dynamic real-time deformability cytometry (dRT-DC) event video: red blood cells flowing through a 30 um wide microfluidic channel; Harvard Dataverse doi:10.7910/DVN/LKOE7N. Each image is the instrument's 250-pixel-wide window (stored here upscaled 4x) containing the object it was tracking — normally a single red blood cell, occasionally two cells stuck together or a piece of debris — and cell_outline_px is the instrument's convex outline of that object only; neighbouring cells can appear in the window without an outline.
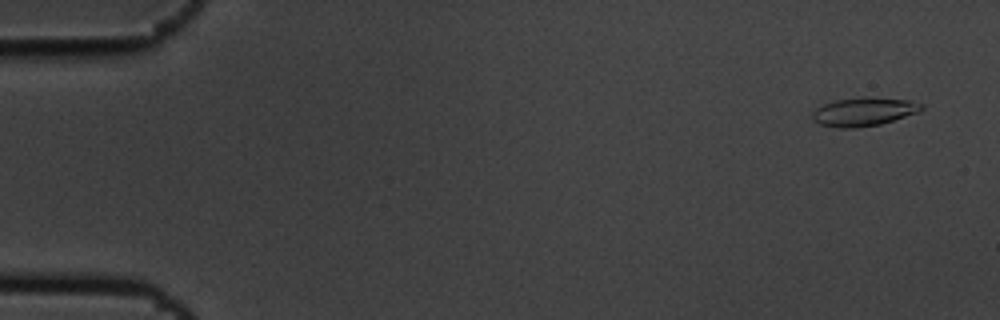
{"species": "common noctule bat (a hibernating species)", "species_latin": "Nyctalus noctula", "temperature_condition": "cold", "stored_images_in_passage": 5, "camera_frame_rate_fps": 3000, "um_per_image_px": 0.085, "animal": {"sex": "male", "body_mass_g": 19.5, "forearm_length_mm": 54.6}, "frame": {"image": 1, "passage_image": 1, "time_ms": 0.0, "image_size_px": [1000, 320], "cell_outline_px": [[924, 108], [916, 112], [880, 124], [856, 128], [840, 128], [820, 124], [812, 120], [812, 112], [816, 108], [824, 104], [836, 100], [860, 96], [912, 100], [924, 104]], "centroid_in_image_um": [73.4, 9.48], "position_along_channel_um": 11.6, "area_um2": 18.15}}
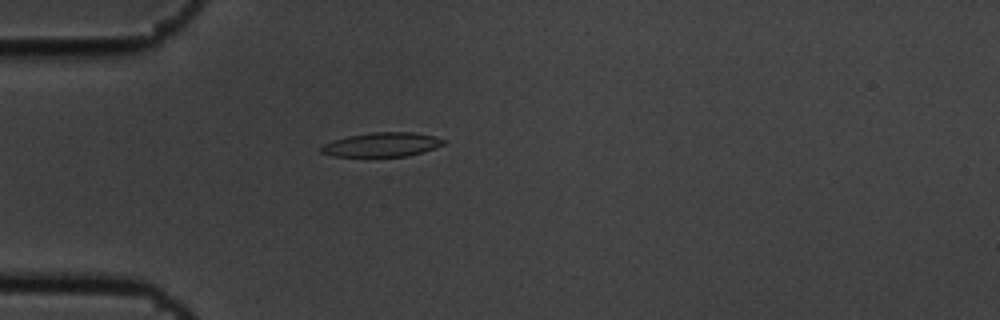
{"frame": {"image": 2, "passage_image": 5, "time_ms": 1.333, "image_size_px": [1000, 320], "cell_outline_px": [[448, 140], [444, 144], [436, 148], [408, 156], [336, 156], [320, 152], [320, 148], [324, 144], [332, 140], [348, 136], [372, 132], [412, 132], [436, 136]], "centroid_in_image_um": [32.51, 12.28], "position_along_channel_um": 52.5, "area_um2": 17.28}}